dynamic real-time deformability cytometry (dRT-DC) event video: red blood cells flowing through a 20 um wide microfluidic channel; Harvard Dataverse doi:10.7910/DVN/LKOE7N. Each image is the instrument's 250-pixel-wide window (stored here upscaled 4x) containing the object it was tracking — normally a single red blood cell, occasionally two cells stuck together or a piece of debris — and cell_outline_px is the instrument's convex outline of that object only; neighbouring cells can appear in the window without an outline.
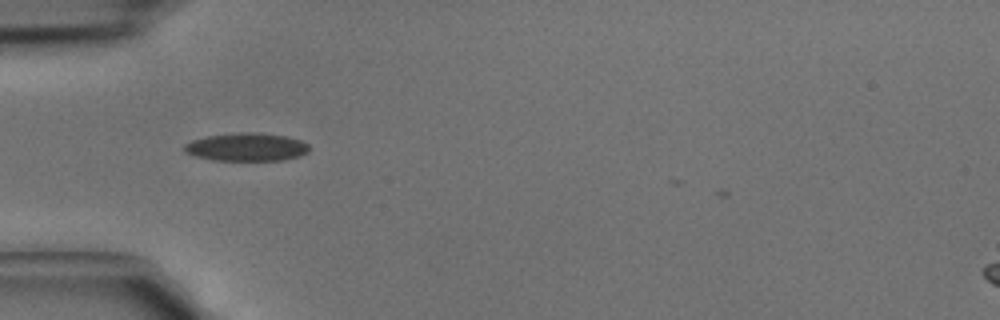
{"species": "common noctule bat (a hibernating species)", "species_latin": "Nyctalus noctula", "temperature_condition": "cold", "stored_images_in_passage": 2, "camera_frame_rate_fps": 3000, "um_per_image_px": 0.085, "animal": {"sex": "male", "body_mass_g": 15.6}, "frame": {"image": 1, "passage_image": 2, "time_ms": 0.333, "image_size_px": [1000, 320], "cell_outline_px": [[308, 152], [300, 156], [284, 160], [212, 160], [196, 156], [184, 152], [184, 144], [192, 140], [208, 136], [240, 132], [260, 132], [284, 136], [300, 140], [308, 144]], "centroid_in_image_um": [20.95, 12.49], "position_along_channel_um": 64.0, "area_um2": 20.4}}